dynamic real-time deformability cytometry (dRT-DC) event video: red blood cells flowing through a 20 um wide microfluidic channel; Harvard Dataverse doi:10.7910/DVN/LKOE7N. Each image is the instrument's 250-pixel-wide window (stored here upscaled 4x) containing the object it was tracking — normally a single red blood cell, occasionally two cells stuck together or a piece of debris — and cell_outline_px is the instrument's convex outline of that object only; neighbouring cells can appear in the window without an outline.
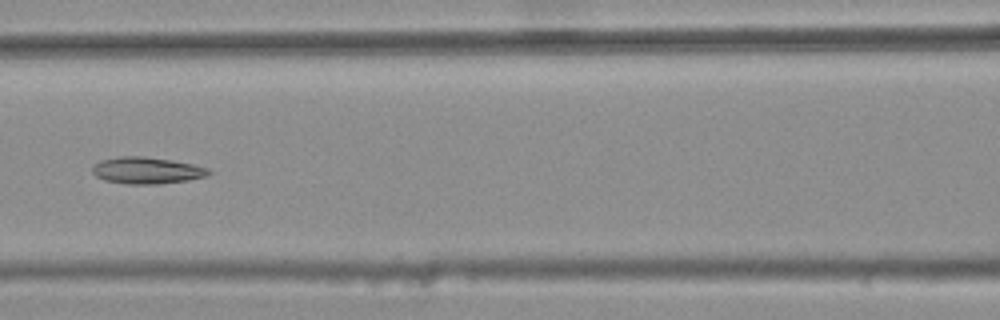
{"species": "common noctule bat (a hibernating species)", "species_latin": "Nyctalus noctula", "temperature_condition": "warm", "stored_images_in_passage": 8, "camera_frame_rate_fps": 3000, "um_per_image_px": 0.085, "animal": {"sex": "female", "body_mass_g": 25.1}, "frame": {"image": 1, "passage_image": 8, "time_ms": 2.333, "image_size_px": [1000, 320], "cell_outline_px": [[212, 172], [208, 176], [188, 180], [160, 184], [124, 184], [104, 180], [96, 176], [92, 172], [92, 168], [100, 160], [120, 156], [144, 156], [172, 160], [192, 164], [208, 168]], "centroid_in_image_um": [12.49, 14.49], "position_along_channel_um": 154.1, "area_um2": 18.21}}